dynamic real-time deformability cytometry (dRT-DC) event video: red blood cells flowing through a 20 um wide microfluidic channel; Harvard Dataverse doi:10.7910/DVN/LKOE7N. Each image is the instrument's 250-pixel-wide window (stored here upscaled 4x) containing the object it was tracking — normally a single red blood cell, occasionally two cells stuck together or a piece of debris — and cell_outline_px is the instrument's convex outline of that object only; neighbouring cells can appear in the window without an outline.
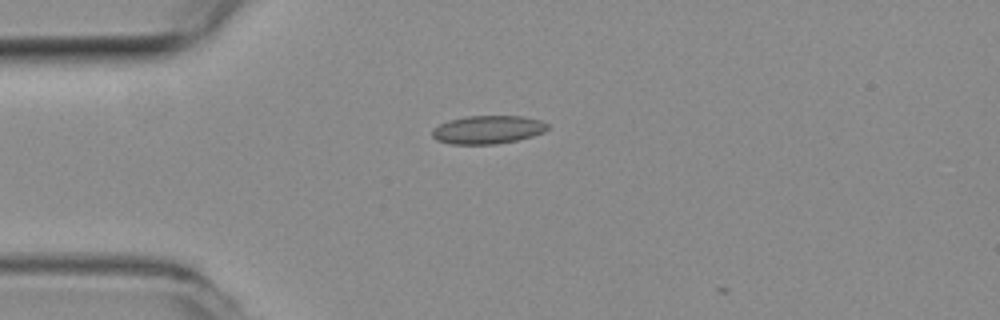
{"species": "common noctule bat (a hibernating species)", "species_latin": "Nyctalus noctula", "temperature_condition": "room temperature", "stored_images_in_passage": 36, "camera_frame_rate_fps": 3000, "um_per_image_px": 0.085, "animal": {"sex": "female", "body_mass_g": 19.3, "forearm_length_mm": 54.1}, "frame": {"image": 1, "passage_image": 1, "time_ms": 0.0, "image_size_px": [1000, 320], "cell_outline_px": [[548, 128], [544, 132], [532, 136], [516, 140], [496, 144], [448, 144], [436, 140], [432, 136], [432, 128], [448, 120], [468, 116], [524, 116], [540, 120], [548, 124]], "centroid_in_image_um": [41.44, 11.02], "position_along_channel_um": 43.6, "area_um2": 19.07}}
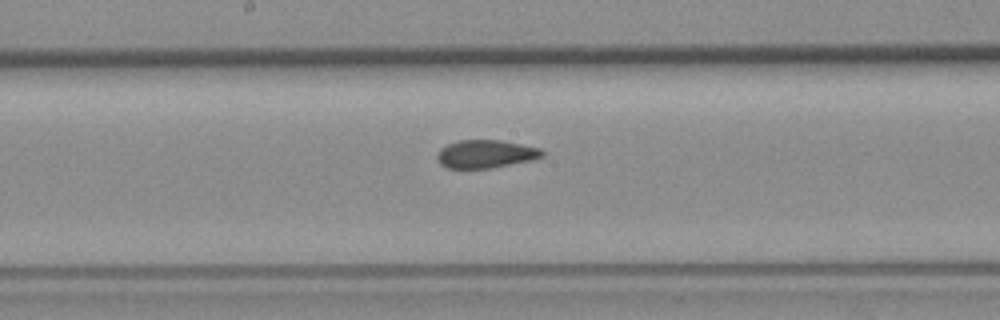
{"frame": {"image": 2, "passage_image": 16, "time_ms": 5.0, "image_size_px": [1000, 320], "cell_outline_px": [[544, 156], [532, 160], [492, 168], [448, 168], [440, 164], [436, 160], [436, 156], [440, 148], [456, 140], [500, 140], [540, 148], [544, 152]], "centroid_in_image_um": [41.26, 13.09], "position_along_channel_um": 206.9, "area_um2": 17.28}}
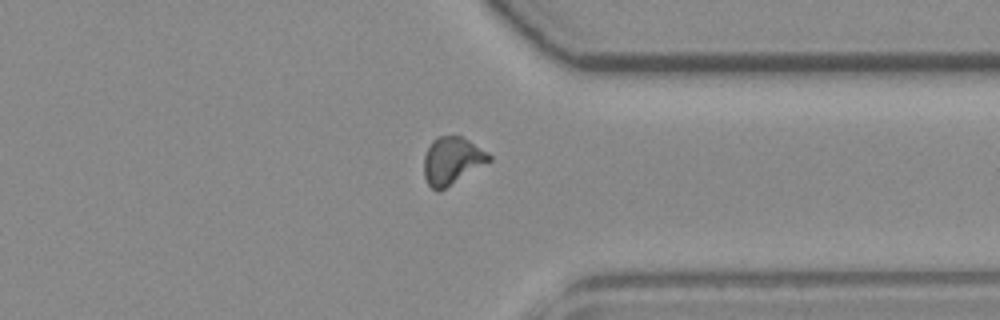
{"frame": {"image": 3, "passage_image": 30, "time_ms": 9.667, "image_size_px": [1000, 320], "cell_outline_px": [[492, 160], [440, 192], [436, 192], [428, 184], [424, 176], [424, 156], [432, 140], [436, 136], [460, 136], [468, 140], [488, 152], [492, 156]], "centroid_in_image_um": [38.42, 13.68], "position_along_channel_um": 373.0, "area_um2": 18.09}}